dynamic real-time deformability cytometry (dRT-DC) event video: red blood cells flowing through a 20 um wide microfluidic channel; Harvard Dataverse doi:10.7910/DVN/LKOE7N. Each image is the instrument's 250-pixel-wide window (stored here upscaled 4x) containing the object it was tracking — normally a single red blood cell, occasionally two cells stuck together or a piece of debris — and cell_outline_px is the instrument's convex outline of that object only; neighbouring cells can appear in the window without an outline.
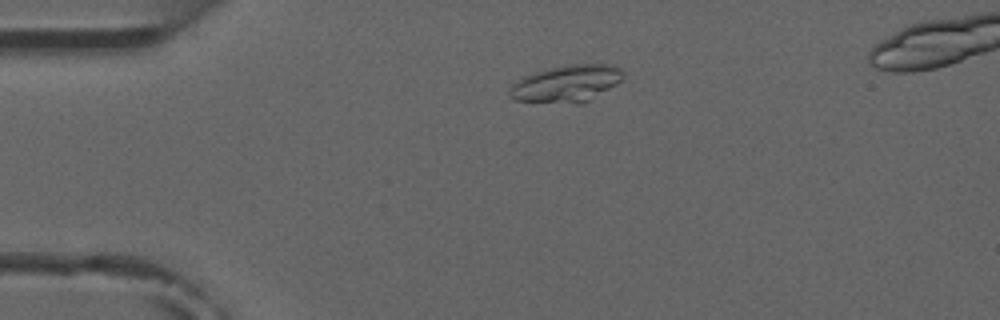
{"species": "common noctule bat (a hibernating species)", "species_latin": "Nyctalus noctula", "temperature_condition": "room temperature", "stored_images_in_passage": 3, "camera_frame_rate_fps": 3000, "um_per_image_px": 0.085, "animal": {"sex": "male", "forearm_length_mm": 52.5}, "frame": {"image": 1, "passage_image": 1, "time_ms": 0.0, "image_size_px": [1000, 320], "cell_outline_px": [[624, 76], [616, 84], [588, 100], [580, 104], [576, 104], [512, 100], [508, 96], [508, 92], [512, 84], [524, 76], [536, 72], [552, 68], [572, 64], [612, 64], [620, 68]], "centroid_in_image_um": [48.13, 7.11], "position_along_channel_um": 36.9, "area_um2": 24.22}}